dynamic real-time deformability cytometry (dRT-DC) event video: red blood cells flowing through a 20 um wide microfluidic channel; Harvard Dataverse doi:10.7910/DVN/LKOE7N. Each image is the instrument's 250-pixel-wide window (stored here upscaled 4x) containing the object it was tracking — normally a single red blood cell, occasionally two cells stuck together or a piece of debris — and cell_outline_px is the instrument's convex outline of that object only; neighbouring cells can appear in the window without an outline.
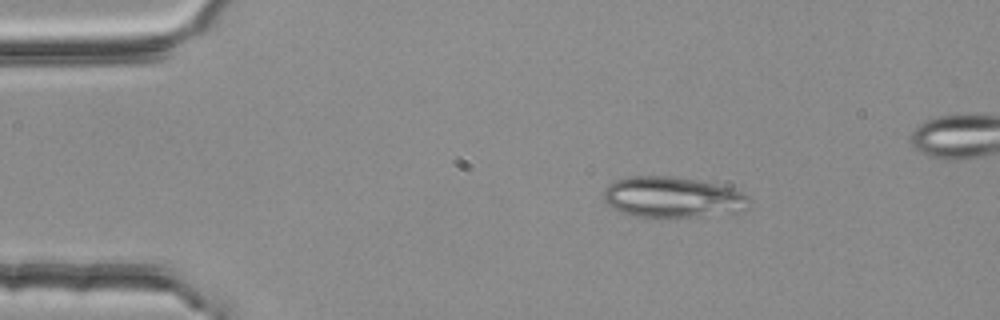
{"species": "common noctule bat (a hibernating species)", "species_latin": "Nyctalus noctula", "temperature_condition": "room temperature", "stored_images_in_passage": 3, "camera_frame_rate_fps": 3000, "um_per_image_px": 0.085, "animal": {"sex": "female", "body_mass_g": 25.1}, "frame": {"image": 1, "passage_image": 1, "time_ms": 0.0, "image_size_px": [1000, 320], "cell_outline_px": [[748, 208], [732, 216], [668, 220], [636, 216], [620, 212], [612, 208], [604, 200], [604, 188], [608, 184], [616, 180], [628, 176], [672, 176], [696, 180], [716, 184], [732, 188], [748, 196]], "centroid_in_image_um": [57.22, 16.84], "position_along_channel_um": 27.8, "area_um2": 36.24}}